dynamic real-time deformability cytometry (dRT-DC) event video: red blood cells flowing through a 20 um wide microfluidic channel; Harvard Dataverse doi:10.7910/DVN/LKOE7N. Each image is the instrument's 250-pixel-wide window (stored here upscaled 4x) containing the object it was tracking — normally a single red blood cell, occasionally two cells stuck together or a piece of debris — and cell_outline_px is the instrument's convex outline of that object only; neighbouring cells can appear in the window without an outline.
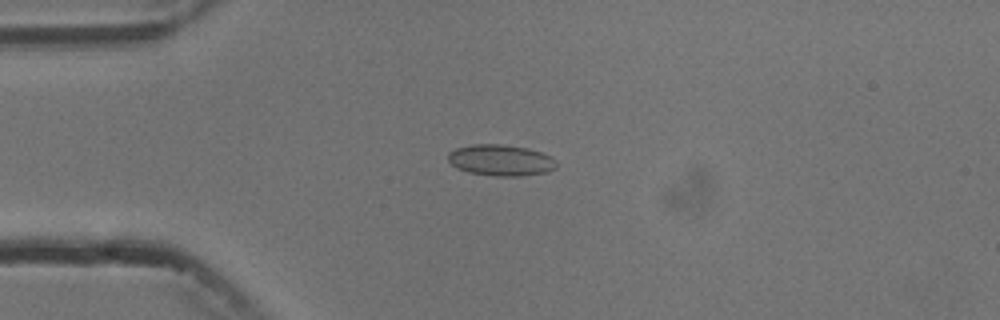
{"species": "common noctule bat (a hibernating species)", "species_latin": "Nyctalus noctula", "temperature_condition": "cold", "stored_images_in_passage": 8, "camera_frame_rate_fps": 3000, "um_per_image_px": 0.085, "animal": {"sex": "male", "body_mass_g": 13.3}, "frame": {"image": 1, "passage_image": 4, "time_ms": 3.333, "image_size_px": [1000, 320], "cell_outline_px": [[556, 168], [548, 172], [520, 176], [496, 176], [468, 172], [456, 168], [448, 160], [448, 152], [456, 148], [472, 144], [500, 144], [528, 148], [552, 156], [556, 160]], "centroid_in_image_um": [42.57, 13.62], "position_along_channel_um": 42.4, "area_um2": 19.83}}
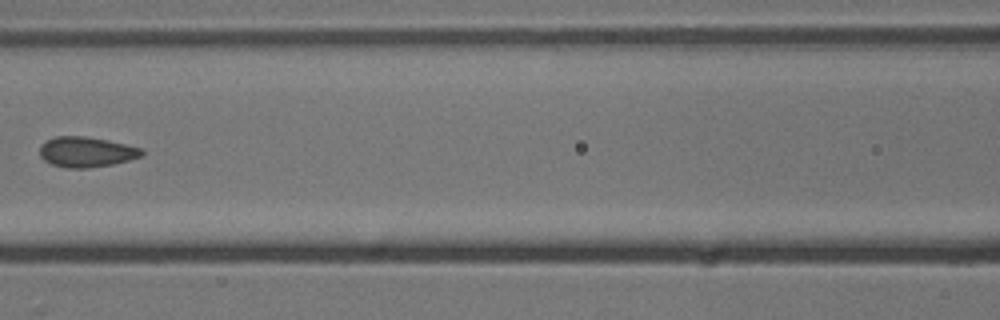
{"frame": {"image": 2, "passage_image": 7, "time_ms": 7.0, "image_size_px": [1000, 320], "cell_outline_px": [[144, 152], [140, 156], [128, 160], [112, 164], [88, 168], [68, 168], [52, 164], [44, 160], [40, 156], [40, 144], [56, 136], [84, 136], [108, 140], [140, 148]], "centroid_in_image_um": [7.3, 12.91], "position_along_channel_um": 159.3, "area_um2": 17.8}}
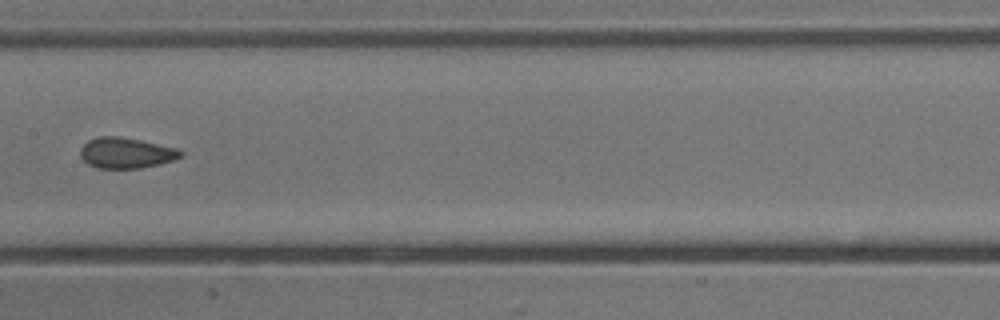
{"frame": {"image": 3, "passage_image": 8, "time_ms": 8.0, "image_size_px": [1000, 320], "cell_outline_px": [[184, 156], [160, 164], [140, 168], [96, 168], [88, 164], [80, 156], [80, 148], [88, 140], [100, 136], [116, 136], [140, 140], [176, 148], [184, 152]], "centroid_in_image_um": [10.71, 13.0], "position_along_channel_um": 196.7, "area_um2": 17.92}}